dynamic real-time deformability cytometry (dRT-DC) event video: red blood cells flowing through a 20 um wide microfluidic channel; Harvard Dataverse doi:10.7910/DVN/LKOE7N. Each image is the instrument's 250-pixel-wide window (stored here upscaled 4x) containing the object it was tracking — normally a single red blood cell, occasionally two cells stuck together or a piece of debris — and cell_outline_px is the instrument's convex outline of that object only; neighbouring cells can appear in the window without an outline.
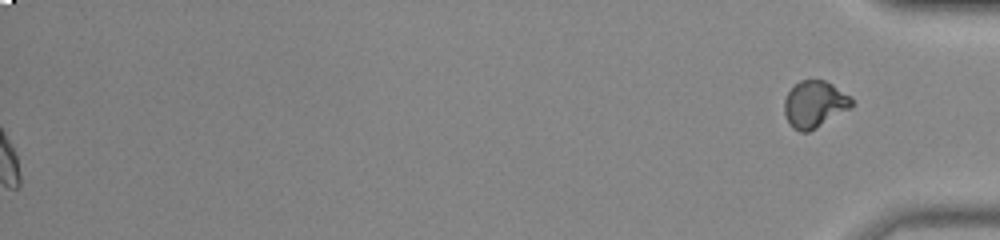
{"species": "common noctule bat (a hibernating species)", "species_latin": "Nyctalus noctula", "temperature_condition": "room temperature", "stored_images_in_passage": 51, "segment_of_instrument_passage": [2, 2], "camera_frame_rate_fps": 3000, "um_per_image_px": 0.085, "animal": {"sex": "male", "body_mass_g": 20.0, "forearm_length_mm": 53.3}, "frame": {"image": 1, "passage_image": 51, "time_ms": 16.667, "image_size_px": [1000, 240], "cell_outline_px": [[852, 108], [816, 128], [808, 132], [800, 132], [792, 128], [788, 124], [784, 112], [784, 100], [788, 92], [800, 80], [824, 80], [832, 84], [852, 96]], "centroid_in_image_um": [69.24, 8.87], "position_along_channel_um": 366.0, "area_um2": 18.55}}